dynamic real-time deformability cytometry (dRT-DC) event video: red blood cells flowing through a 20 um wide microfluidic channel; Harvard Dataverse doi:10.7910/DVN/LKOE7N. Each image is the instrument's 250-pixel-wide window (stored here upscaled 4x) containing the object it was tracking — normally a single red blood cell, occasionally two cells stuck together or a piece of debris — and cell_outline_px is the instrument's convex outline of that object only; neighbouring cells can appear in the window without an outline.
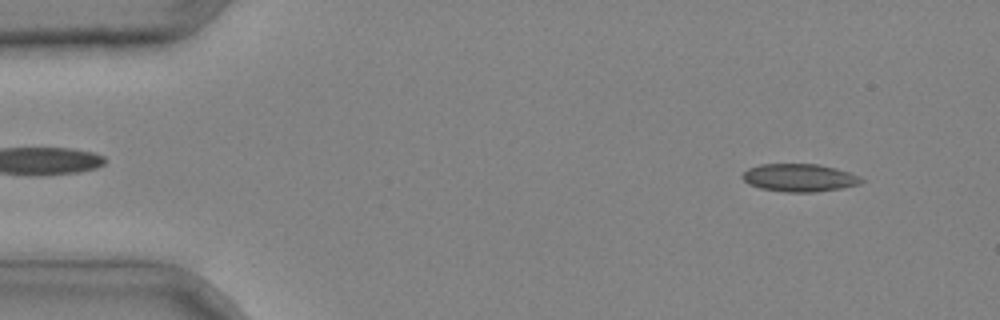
{"species": "common noctule bat (a hibernating species)", "species_latin": "Nyctalus noctula", "temperature_condition": "cold", "stored_images_in_passage": 40, "camera_frame_rate_fps": 3000, "um_per_image_px": 0.085, "animal": {"sex": "male", "body_mass_g": 20.4}, "frame": {"image": 1, "passage_image": 3, "time_ms": 0.667, "image_size_px": [1000, 320], "cell_outline_px": [[864, 180], [860, 184], [840, 188], [816, 192], [784, 192], [760, 188], [748, 184], [740, 176], [748, 168], [760, 164], [820, 164], [836, 168], [860, 176]], "centroid_in_image_um": [67.93, 15.1], "position_along_channel_um": 17.1, "area_um2": 19.36}}
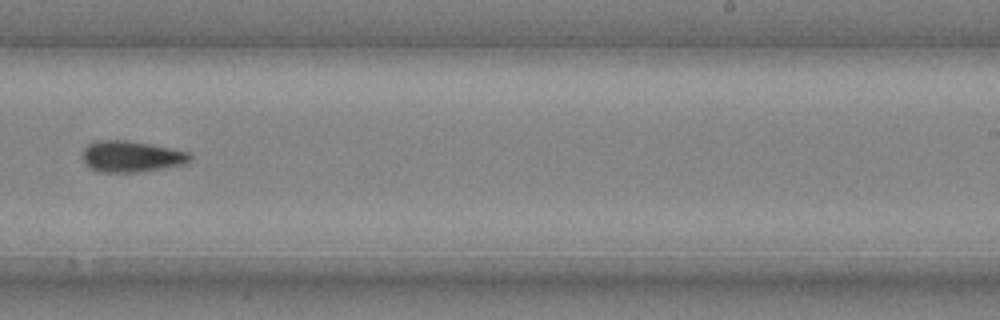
{"frame": {"image": 2, "passage_image": 26, "time_ms": 8.333, "image_size_px": [1000, 320], "cell_outline_px": [[192, 160], [184, 164], [136, 172], [100, 172], [84, 164], [84, 148], [88, 144], [96, 140], [124, 140], [148, 144], [192, 152]], "centroid_in_image_um": [11.18, 13.29], "position_along_channel_um": 277.8, "area_um2": 19.36}}
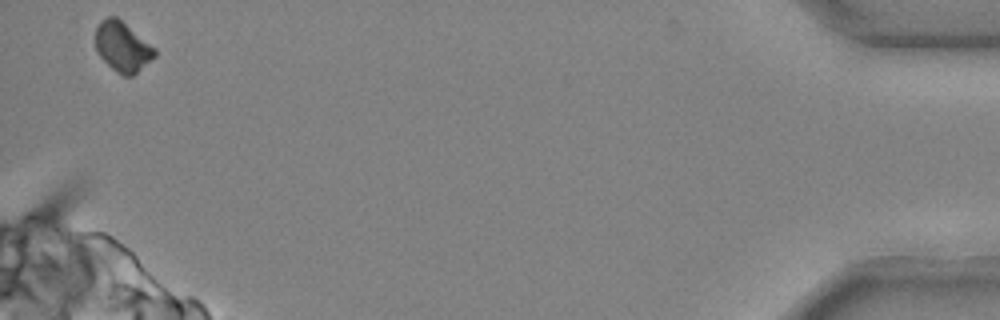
{"frame": {"image": 3, "passage_image": 40, "time_ms": 13.0, "image_size_px": [1000, 320], "cell_outline_px": [[156, 56], [132, 76], [124, 76], [116, 72], [96, 52], [96, 28], [100, 20], [108, 16], [116, 16], [156, 48]], "centroid_in_image_um": [10.41, 3.96], "position_along_channel_um": 424.8, "area_um2": 17.17}}